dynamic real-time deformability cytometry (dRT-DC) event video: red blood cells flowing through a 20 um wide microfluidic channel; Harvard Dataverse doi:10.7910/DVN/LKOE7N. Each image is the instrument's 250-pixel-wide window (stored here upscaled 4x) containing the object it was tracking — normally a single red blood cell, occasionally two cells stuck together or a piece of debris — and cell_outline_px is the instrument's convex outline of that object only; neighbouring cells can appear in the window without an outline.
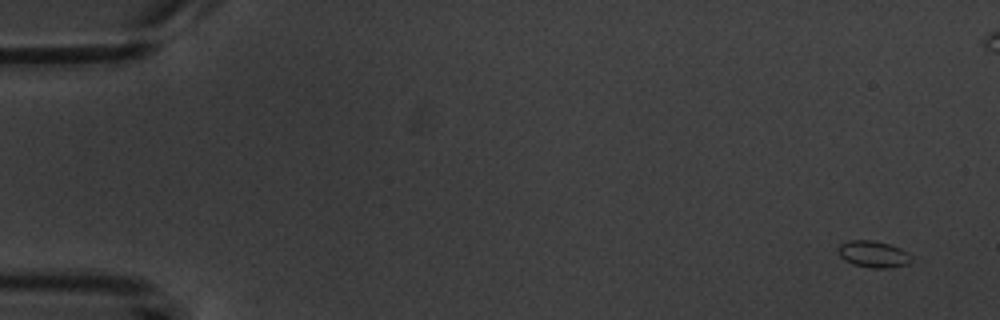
{"species": "common noctule bat (a hibernating species)", "species_latin": "Nyctalus noctula", "temperature_condition": "warm", "stored_images_in_passage": 6, "camera_frame_rate_fps": 3000, "um_per_image_px": 0.085, "animal": {"sex": "male", "body_mass_g": 20.1, "forearm_length_mm": 53.5}, "frame": {"image": 1, "passage_image": 1, "time_ms": 0.0, "image_size_px": [1000, 320], "cell_outline_px": [[912, 260], [908, 264], [888, 268], [872, 268], [852, 264], [844, 260], [840, 256], [840, 244], [848, 240], [872, 240], [888, 244], [900, 248], [908, 252], [912, 256]], "centroid_in_image_um": [74.26, 21.61], "position_along_channel_um": 10.7, "area_um2": 11.33}}